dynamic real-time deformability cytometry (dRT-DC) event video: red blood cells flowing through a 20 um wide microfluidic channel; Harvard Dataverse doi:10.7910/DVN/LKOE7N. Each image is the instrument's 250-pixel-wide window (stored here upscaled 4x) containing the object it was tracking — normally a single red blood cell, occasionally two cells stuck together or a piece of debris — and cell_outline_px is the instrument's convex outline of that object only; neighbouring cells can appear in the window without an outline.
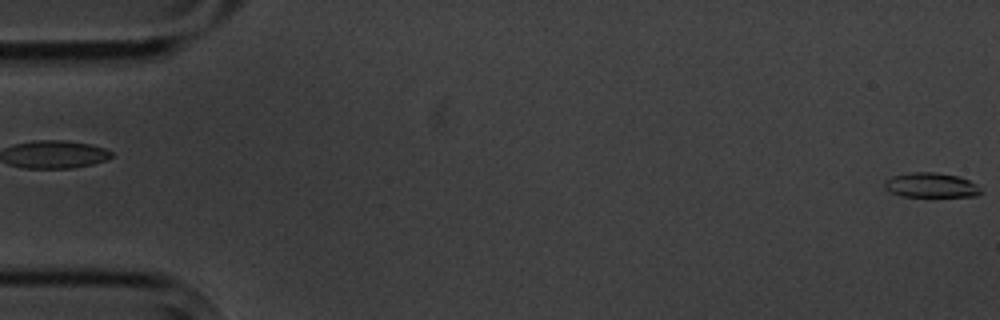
{"species": "common noctule bat (a hibernating species)", "species_latin": "Nyctalus noctula", "temperature_condition": "cold", "stored_images_in_passage": 4, "segment_of_instrument_passage": [2, 2], "camera_frame_rate_fps": 3000, "um_per_image_px": 0.085, "animal": {"sex": "male", "body_mass_g": 20.1, "forearm_length_mm": 53.5}, "frame": {"image": 1, "passage_image": 4, "time_ms": 3.333, "image_size_px": [1000, 320], "cell_outline_px": [[984, 192], [976, 196], [900, 196], [884, 188], [884, 180], [892, 176], [912, 172], [936, 172], [960, 176], [976, 184]], "centroid_in_image_um": [79.14, 15.73], "position_along_channel_um": 5.9, "area_um2": 13.93}}